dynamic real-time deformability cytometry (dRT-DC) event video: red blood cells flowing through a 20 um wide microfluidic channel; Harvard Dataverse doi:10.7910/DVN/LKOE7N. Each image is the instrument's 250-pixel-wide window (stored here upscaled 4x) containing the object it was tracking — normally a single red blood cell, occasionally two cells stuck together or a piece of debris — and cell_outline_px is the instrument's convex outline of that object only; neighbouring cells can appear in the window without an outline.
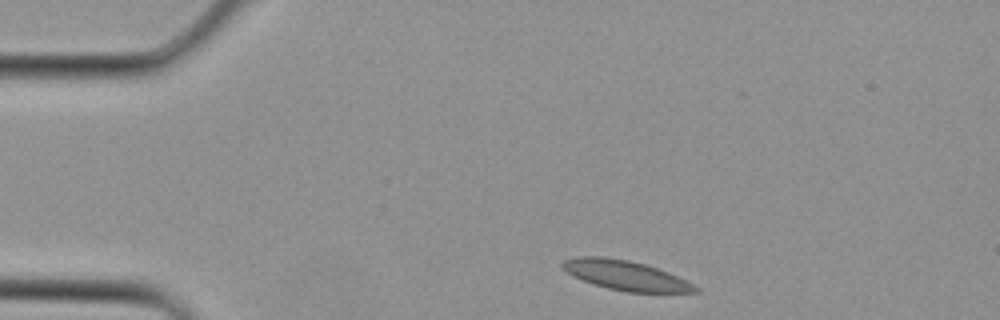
{"species": "Egyptian fruit bat (a non-hibernating species)", "species_latin": "Rousettus aegyptiacus", "temperature_condition": "cold", "stored_images_in_passage": 2, "camera_frame_rate_fps": 3000, "um_per_image_px": 0.085, "animal": {"sex": "female"}, "frame": {"image": 1, "passage_image": 1, "time_ms": 0.0, "image_size_px": [1000, 320], "cell_outline_px": [[700, 292], [628, 292], [608, 288], [584, 280], [568, 272], [560, 264], [564, 260], [576, 256], [604, 256], [628, 260], [644, 264], [668, 272], [700, 288]], "centroid_in_image_um": [53.18, 23.39], "position_along_channel_um": 31.8, "area_um2": 22.48}}
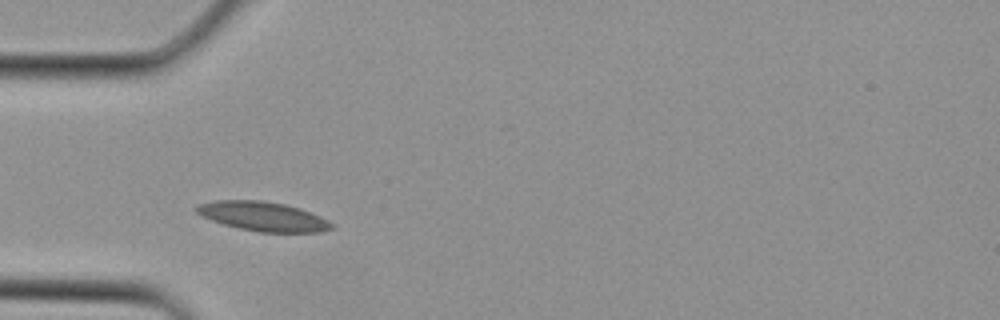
{"frame": {"image": 2, "passage_image": 2, "time_ms": 0.333, "image_size_px": [1000, 320], "cell_outline_px": [[336, 224], [332, 228], [320, 232], [260, 232], [240, 228], [224, 224], [200, 216], [196, 212], [196, 208], [200, 204], [216, 200], [260, 200], [284, 204], [300, 208], [320, 216]], "centroid_in_image_um": [22.38, 18.39], "position_along_channel_um": 62.6, "area_um2": 22.95}}